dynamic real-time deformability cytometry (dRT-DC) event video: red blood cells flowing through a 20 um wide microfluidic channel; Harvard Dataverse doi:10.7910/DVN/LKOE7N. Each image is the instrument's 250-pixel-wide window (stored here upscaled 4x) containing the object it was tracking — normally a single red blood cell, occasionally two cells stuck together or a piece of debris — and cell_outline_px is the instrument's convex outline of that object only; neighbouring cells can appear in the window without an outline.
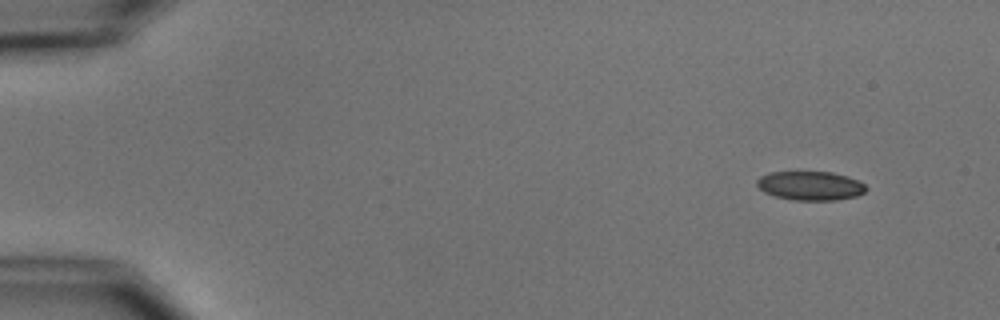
{"species": "common noctule bat (a hibernating species)", "species_latin": "Nyctalus noctula", "temperature_condition": "cold", "stored_images_in_passage": 5, "camera_frame_rate_fps": 3000, "um_per_image_px": 0.085, "animal": {"sex": "male", "body_mass_g": 15.6}, "frame": {"image": 1, "passage_image": 1, "time_ms": 0.0, "image_size_px": [1000, 320], "cell_outline_px": [[868, 188], [864, 192], [856, 196], [836, 200], [792, 200], [776, 196], [764, 192], [756, 184], [756, 180], [760, 176], [768, 172], [832, 172], [848, 176], [864, 184]], "centroid_in_image_um": [68.87, 15.78], "position_along_channel_um": 16.1, "area_um2": 18.44}}
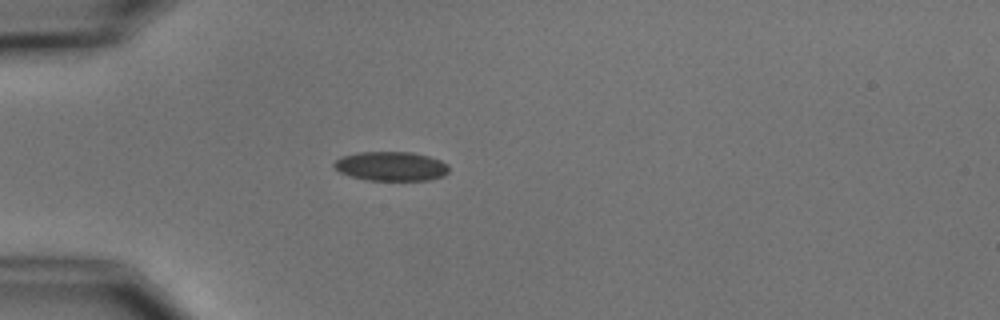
{"frame": {"image": 2, "passage_image": 4, "time_ms": 3.667, "image_size_px": [1000, 320], "cell_outline_px": [[448, 172], [444, 176], [428, 180], [368, 180], [352, 176], [340, 172], [332, 164], [340, 156], [360, 152], [412, 152], [428, 156], [440, 160], [448, 164]], "centroid_in_image_um": [33.25, 14.12], "position_along_channel_um": 51.7, "area_um2": 19.54}}